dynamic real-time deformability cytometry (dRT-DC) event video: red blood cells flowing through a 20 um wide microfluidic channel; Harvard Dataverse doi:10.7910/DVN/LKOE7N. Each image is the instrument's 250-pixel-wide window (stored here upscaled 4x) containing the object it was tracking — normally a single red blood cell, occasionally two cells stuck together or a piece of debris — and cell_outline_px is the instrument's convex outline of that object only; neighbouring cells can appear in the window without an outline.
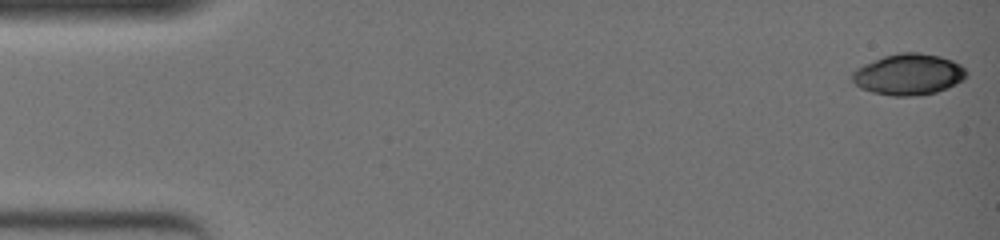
{"species": "common noctule bat (a hibernating species)", "species_latin": "Nyctalus noctula", "temperature_condition": "warm", "stored_images_in_passage": 50, "camera_frame_rate_fps": 3000, "um_per_image_px": 0.085, "animal": {"sex": "female", "body_mass_g": 19.0, "forearm_length_mm": 51.5}, "frame": {"image": 1, "passage_image": 1, "time_ms": 0.0, "image_size_px": [1000, 240], "cell_outline_px": [[968, 72], [964, 80], [948, 88], [936, 92], [920, 96], [892, 96], [872, 92], [860, 88], [852, 80], [852, 72], [856, 68], [864, 64], [884, 56], [900, 52], [920, 52], [940, 56], [952, 60], [960, 64]], "centroid_in_image_um": [77.25, 6.33], "position_along_channel_um": 7.8, "area_um2": 27.63}}
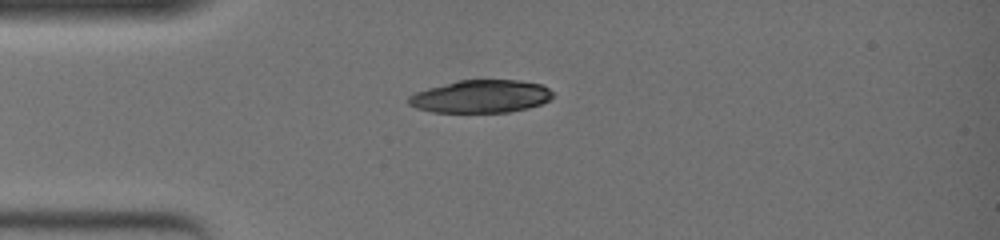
{"frame": {"image": 2, "passage_image": 14, "time_ms": 4.333, "image_size_px": [1000, 240], "cell_outline_px": [[552, 96], [548, 100], [540, 104], [528, 108], [508, 112], [432, 112], [416, 108], [408, 104], [408, 96], [416, 92], [428, 88], [456, 80], [520, 80], [540, 84], [548, 88], [552, 92]], "centroid_in_image_um": [40.84, 8.19], "position_along_channel_um": 44.2, "area_um2": 27.51}}